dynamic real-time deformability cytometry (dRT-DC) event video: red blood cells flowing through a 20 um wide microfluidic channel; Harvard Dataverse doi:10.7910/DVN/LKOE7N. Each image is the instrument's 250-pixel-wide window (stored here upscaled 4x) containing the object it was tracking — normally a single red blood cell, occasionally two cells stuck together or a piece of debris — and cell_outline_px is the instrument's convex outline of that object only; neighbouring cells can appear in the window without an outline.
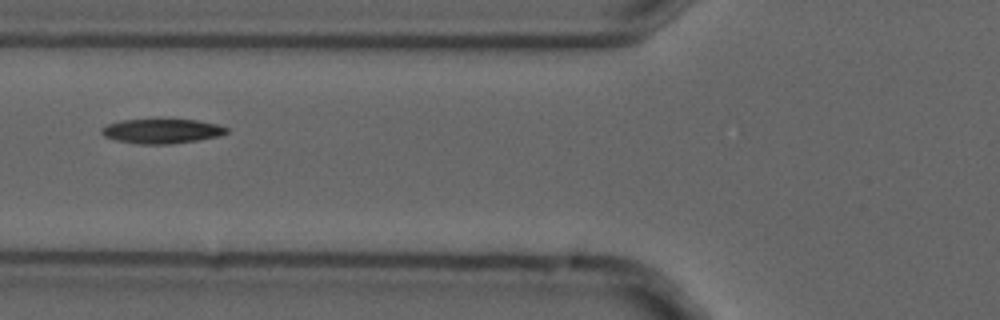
{"species": "common noctule bat (a hibernating species)", "species_latin": "Nyctalus noctula", "temperature_condition": "cold", "stored_images_in_passage": 4, "camera_frame_rate_fps": 3000, "um_per_image_px": 0.085, "animal": {"sex": "male", "forearm_length_mm": 52.5}, "frame": {"image": 1, "passage_image": 2, "time_ms": 0.333, "image_size_px": [1000, 320], "cell_outline_px": [[228, 132], [220, 136], [172, 144], [136, 144], [116, 140], [104, 136], [100, 132], [100, 128], [108, 124], [120, 120], [196, 120], [216, 124], [228, 128]], "centroid_in_image_um": [13.72, 11.15], "position_along_channel_um": 112.1, "area_um2": 17.8}}
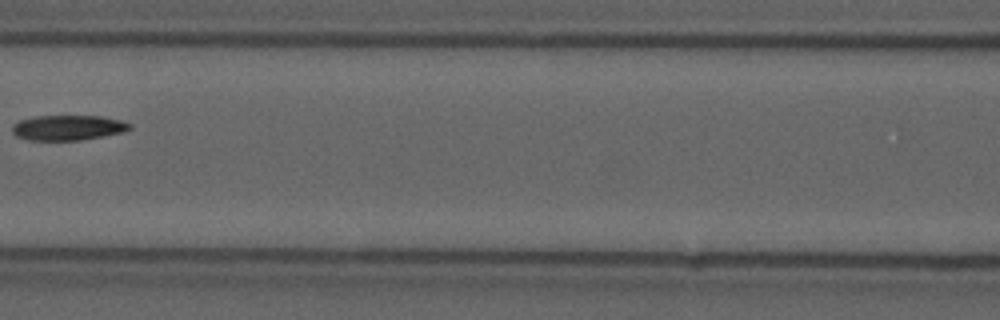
{"frame": {"image": 2, "passage_image": 3, "time_ms": 0.667, "image_size_px": [1000, 320], "cell_outline_px": [[132, 128], [124, 132], [80, 140], [28, 140], [16, 136], [12, 132], [12, 124], [20, 120], [36, 116], [100, 116], [120, 120], [132, 124]], "centroid_in_image_um": [5.77, 10.85], "position_along_channel_um": 160.8, "area_um2": 17.22}}
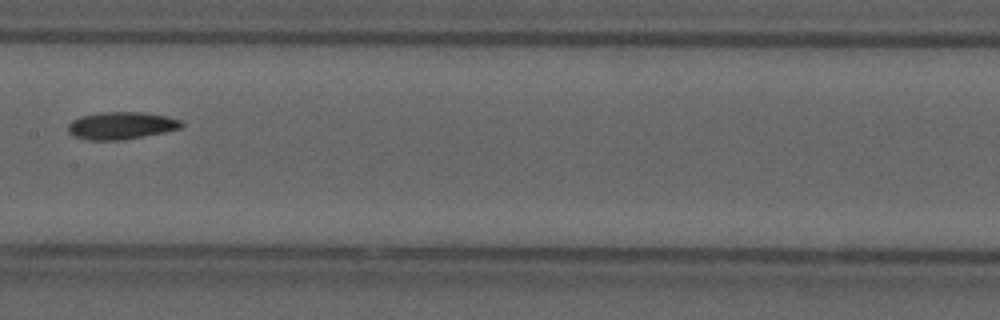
{"frame": {"image": 3, "passage_image": 4, "time_ms": 1.0, "image_size_px": [1000, 320], "cell_outline_px": [[184, 124], [180, 128], [164, 132], [124, 140], [88, 140], [72, 136], [68, 132], [68, 124], [72, 120], [80, 116], [100, 112], [140, 112], [168, 116], [180, 120]], "centroid_in_image_um": [10.27, 10.67], "position_along_channel_um": 197.1, "area_um2": 18.21}}